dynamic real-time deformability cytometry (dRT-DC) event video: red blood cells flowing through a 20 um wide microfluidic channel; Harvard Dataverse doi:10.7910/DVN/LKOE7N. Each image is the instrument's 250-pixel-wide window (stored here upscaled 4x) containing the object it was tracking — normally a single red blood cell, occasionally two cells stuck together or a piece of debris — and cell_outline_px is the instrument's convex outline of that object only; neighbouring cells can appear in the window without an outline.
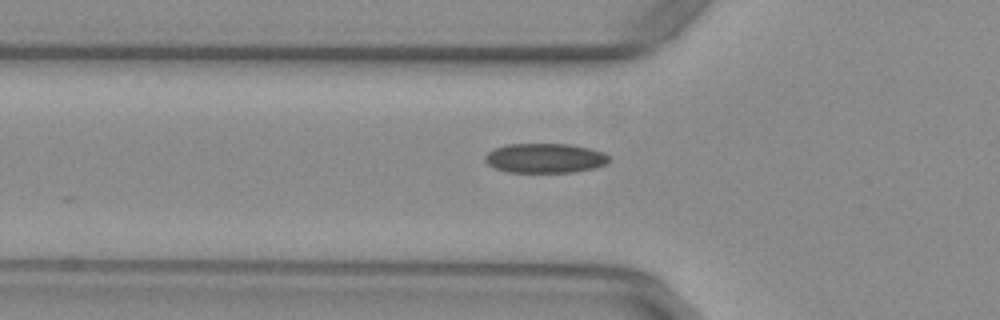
{"species": "common noctule bat (a hibernating species)", "species_latin": "Nyctalus noctula", "temperature_condition": "warm", "stored_images_in_passage": 10, "camera_frame_rate_fps": 3000, "um_per_image_px": 0.085, "animal": {"sex": "female", "body_mass_g": 29.2, "forearm_length_mm": 56.3}, "frame": {"image": 1, "passage_image": 6, "time_ms": 1.667, "image_size_px": [1000, 320], "cell_outline_px": [[608, 160], [604, 164], [592, 168], [572, 172], [508, 172], [496, 168], [488, 164], [484, 160], [484, 156], [488, 152], [496, 148], [508, 144], [572, 144], [604, 152], [608, 156]], "centroid_in_image_um": [46.29, 13.43], "position_along_channel_um": 79.5, "area_um2": 21.15}}